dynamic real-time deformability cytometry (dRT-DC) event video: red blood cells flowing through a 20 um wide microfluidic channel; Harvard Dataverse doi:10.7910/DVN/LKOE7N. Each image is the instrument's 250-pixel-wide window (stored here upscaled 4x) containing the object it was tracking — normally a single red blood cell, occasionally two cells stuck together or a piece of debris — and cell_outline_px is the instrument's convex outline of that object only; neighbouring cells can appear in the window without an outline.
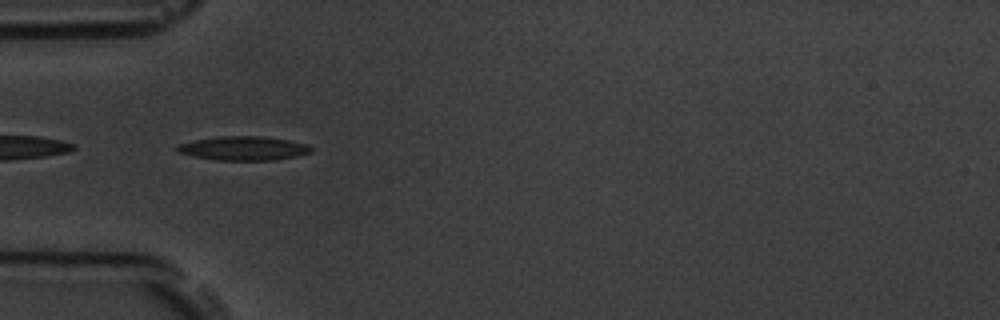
{"species": "common noctule bat (a hibernating species)", "species_latin": "Nyctalus noctula", "temperature_condition": "room temperature", "stored_images_in_passage": 6, "camera_frame_rate_fps": 3000, "um_per_image_px": 0.085, "animal": {"sex": "male", "body_mass_g": 19.5, "forearm_length_mm": 54.6}, "frame": {"image": 1, "passage_image": 5, "time_ms": 1.333, "image_size_px": [1000, 320], "cell_outline_px": [[312, 152], [300, 156], [276, 160], [216, 160], [196, 156], [180, 152], [176, 148], [180, 144], [192, 140], [220, 136], [260, 136], [288, 140], [308, 144], [312, 148]], "centroid_in_image_um": [20.77, 12.6], "position_along_channel_um": 64.2, "area_um2": 18.67}}
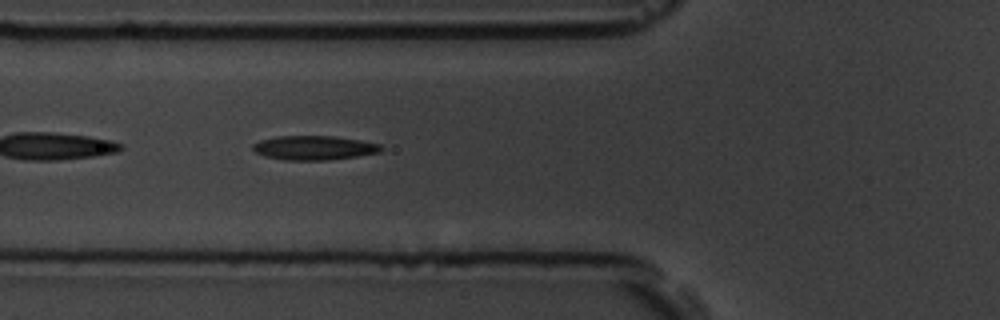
{"frame": {"image": 2, "passage_image": 6, "time_ms": 1.667, "image_size_px": [1000, 320], "cell_outline_px": [[384, 148], [380, 152], [356, 156], [328, 160], [284, 160], [264, 156], [256, 152], [252, 148], [252, 144], [260, 140], [276, 136], [332, 136], [360, 140], [380, 144]], "centroid_in_image_um": [26.68, 12.56], "position_along_channel_um": 99.1, "area_um2": 18.09}}